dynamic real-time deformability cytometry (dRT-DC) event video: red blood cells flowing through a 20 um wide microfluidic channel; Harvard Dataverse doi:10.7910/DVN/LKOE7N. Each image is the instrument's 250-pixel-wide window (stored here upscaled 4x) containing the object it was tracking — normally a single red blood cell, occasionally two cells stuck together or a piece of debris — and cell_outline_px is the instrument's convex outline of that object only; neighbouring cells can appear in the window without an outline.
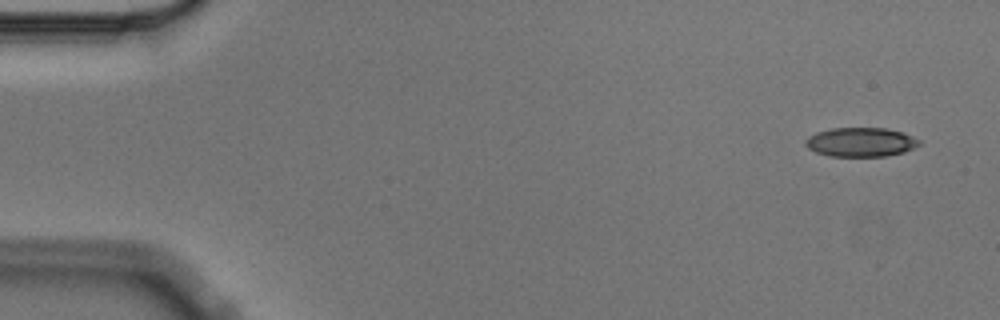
{"species": "Egyptian fruit bat (a non-hibernating species)", "species_latin": "Rousettus aegyptiacus", "temperature_condition": "cold", "stored_images_in_passage": 8, "camera_frame_rate_fps": 3000, "um_per_image_px": 0.085, "animal": {"sex": "male"}, "frame": {"image": 1, "passage_image": 1, "time_ms": 0.0, "image_size_px": [1000, 320], "cell_outline_px": [[920, 144], [904, 152], [884, 156], [828, 156], [816, 152], [808, 148], [804, 144], [804, 140], [808, 136], [816, 132], [832, 128], [888, 128], [904, 132], [920, 140]], "centroid_in_image_um": [73.14, 12.07], "position_along_channel_um": 11.9, "area_um2": 19.42}}
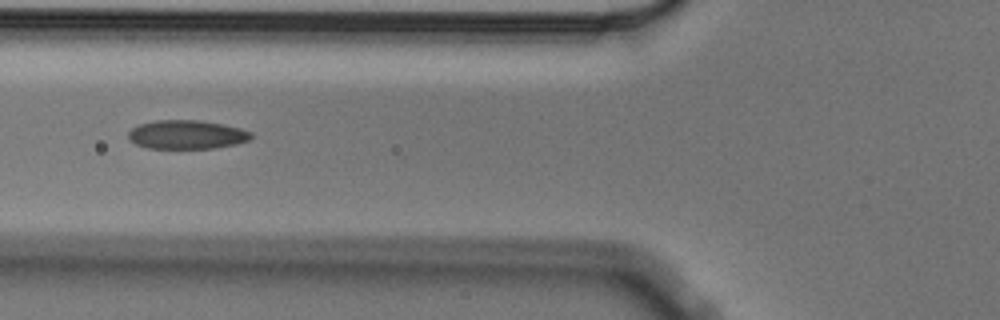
{"frame": {"image": 2, "passage_image": 6, "time_ms": 1.667, "image_size_px": [1000, 320], "cell_outline_px": [[252, 136], [248, 140], [236, 144], [212, 148], [148, 148], [136, 144], [128, 140], [128, 132], [132, 128], [140, 124], [156, 120], [200, 120], [224, 124], [240, 128], [252, 132]], "centroid_in_image_um": [15.86, 11.43], "position_along_channel_um": 109.9, "area_um2": 20.63}}
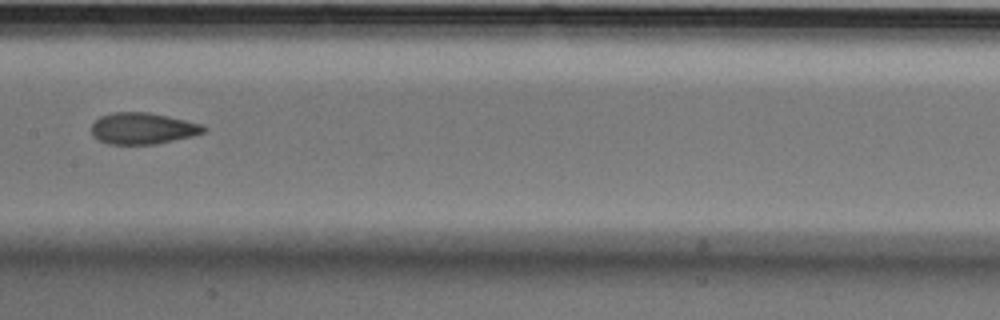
{"frame": {"image": 3, "passage_image": 8, "time_ms": 2.333, "image_size_px": [1000, 320], "cell_outline_px": [[208, 128], [204, 132], [192, 136], [156, 144], [108, 144], [92, 136], [92, 124], [100, 116], [112, 112], [148, 112], [168, 116], [204, 124]], "centroid_in_image_um": [12.15, 10.91], "position_along_channel_um": 195.2, "area_um2": 20.63}}